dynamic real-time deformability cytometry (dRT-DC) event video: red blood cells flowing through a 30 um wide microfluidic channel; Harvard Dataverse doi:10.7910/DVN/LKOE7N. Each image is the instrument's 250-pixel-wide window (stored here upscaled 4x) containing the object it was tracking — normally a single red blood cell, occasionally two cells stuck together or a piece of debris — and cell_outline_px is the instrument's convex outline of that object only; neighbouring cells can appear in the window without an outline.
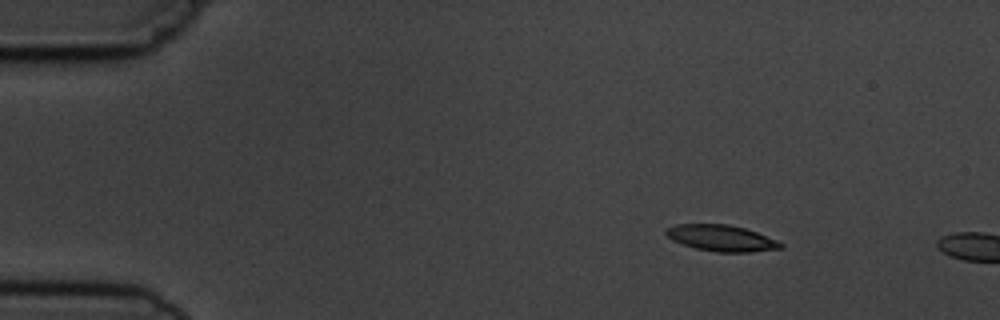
{"species": "common noctule bat (a hibernating species)", "species_latin": "Nyctalus noctula", "temperature_condition": "cold", "stored_images_in_passage": 2, "camera_frame_rate_fps": 3000, "um_per_image_px": 0.085, "animal": {"sex": "male", "body_mass_g": 19.5, "forearm_length_mm": 54.6}, "frame": {"image": 1, "passage_image": 1, "time_ms": 0.0, "image_size_px": [1000, 320], "cell_outline_px": [[784, 248], [752, 252], [716, 252], [696, 248], [672, 240], [664, 232], [668, 228], [676, 224], [728, 224], [744, 228], [756, 232], [776, 240], [784, 244]], "centroid_in_image_um": [61.34, 20.24], "position_along_channel_um": 23.7, "area_um2": 17.4}}